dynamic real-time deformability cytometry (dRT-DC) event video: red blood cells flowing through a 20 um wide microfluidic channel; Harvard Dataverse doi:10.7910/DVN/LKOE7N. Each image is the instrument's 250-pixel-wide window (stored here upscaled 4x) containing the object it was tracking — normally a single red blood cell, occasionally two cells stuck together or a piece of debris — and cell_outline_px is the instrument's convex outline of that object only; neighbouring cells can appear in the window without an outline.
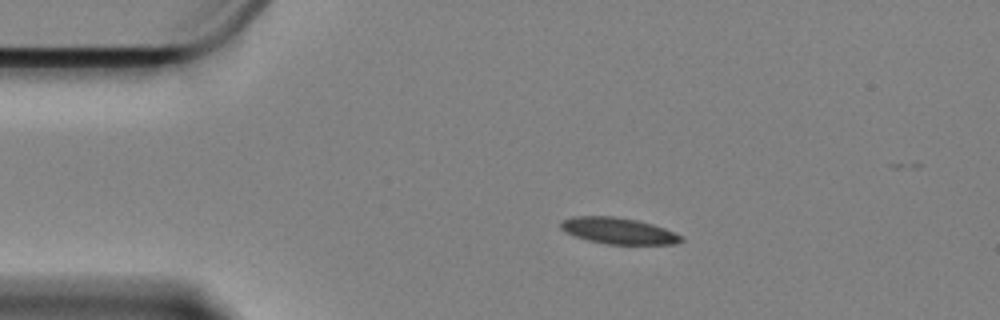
{"species": "Egyptian fruit bat (a non-hibernating species)", "species_latin": "Rousettus aegyptiacus", "temperature_condition": "cold", "stored_images_in_passage": 46, "camera_frame_rate_fps": 3000, "um_per_image_px": 0.085, "animal": {"sex": "female"}, "frame": {"image": 1, "passage_image": 1, "time_ms": 0.0, "image_size_px": [1000, 320], "cell_outline_px": [[684, 240], [676, 244], [608, 244], [588, 240], [564, 232], [560, 228], [560, 220], [572, 216], [612, 216], [636, 220], [652, 224], [664, 228], [684, 236]], "centroid_in_image_um": [52.55, 19.61], "position_along_channel_um": 32.5, "area_um2": 18.5}}
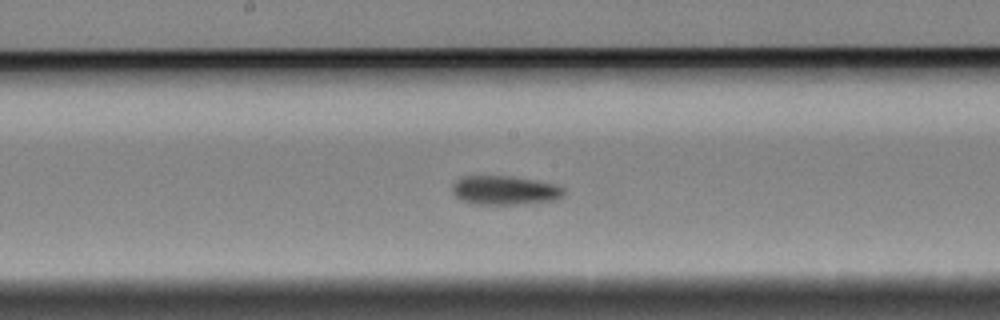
{"frame": {"image": 2, "passage_image": 20, "time_ms": 6.333, "image_size_px": [1000, 320], "cell_outline_px": [[568, 188], [564, 196], [556, 200], [524, 204], [472, 204], [460, 200], [452, 192], [452, 184], [460, 176], [512, 176], [536, 180], [556, 184]], "centroid_in_image_um": [42.95, 16.17], "position_along_channel_um": 205.3, "area_um2": 19.36}}
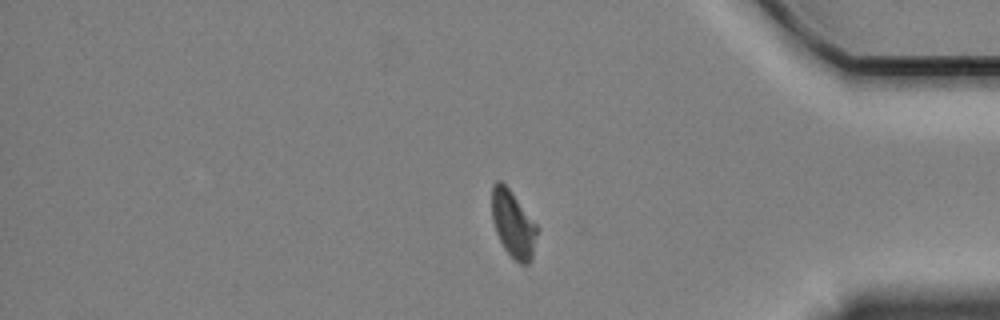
{"frame": {"image": 3, "passage_image": 39, "time_ms": 12.667, "image_size_px": [1000, 320], "cell_outline_px": [[540, 228], [532, 260], [528, 264], [520, 264], [504, 248], [496, 232], [492, 220], [492, 184], [496, 180], [500, 180], [512, 192]], "centroid_in_image_um": [43.65, 19.05], "position_along_channel_um": 391.6, "area_um2": 17.86}, "authors_computed_cell_mechanics": {"area_um2": 18.9006, "velocity_mm_per_s": 3.3318, "shape_relaxation_time_tau1_ms": 9.7233, "shape_relaxation_time_tau2_ms": null, "deformation_change_tau1": 0.2017, "deformation_change_tau2": null}}